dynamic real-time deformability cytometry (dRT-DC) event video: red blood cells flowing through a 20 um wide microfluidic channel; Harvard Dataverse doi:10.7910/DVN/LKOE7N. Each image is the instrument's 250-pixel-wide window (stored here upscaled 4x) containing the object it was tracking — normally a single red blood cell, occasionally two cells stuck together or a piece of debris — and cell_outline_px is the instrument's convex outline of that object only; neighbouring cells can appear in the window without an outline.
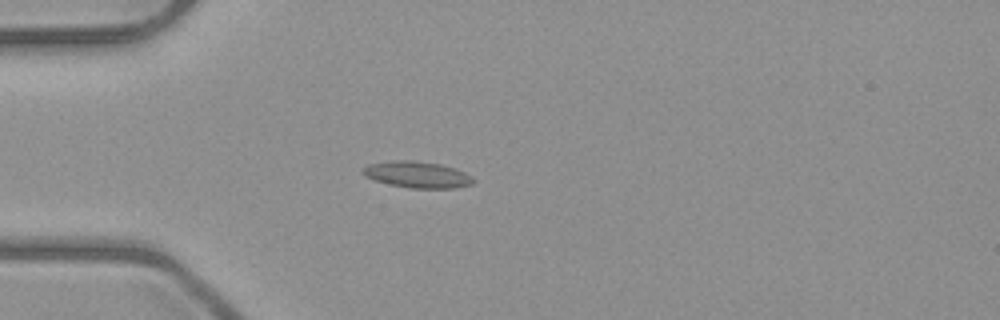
{"species": "common noctule bat (a hibernating species)", "species_latin": "Nyctalus noctula", "temperature_condition": "room temperature", "stored_images_in_passage": 4, "camera_frame_rate_fps": 3000, "um_per_image_px": 0.085, "animal": {"sex": "male", "body_mass_g": 23.1, "forearm_length_mm": 52.7}, "frame": {"image": 1, "passage_image": 4, "time_ms": 3.333, "image_size_px": [1000, 320], "cell_outline_px": [[472, 184], [456, 188], [408, 188], [388, 184], [364, 176], [360, 172], [360, 168], [368, 164], [392, 160], [412, 160], [440, 164], [456, 168], [472, 176]], "centroid_in_image_um": [35.41, 14.83], "position_along_channel_um": 49.6, "area_um2": 17.17}}